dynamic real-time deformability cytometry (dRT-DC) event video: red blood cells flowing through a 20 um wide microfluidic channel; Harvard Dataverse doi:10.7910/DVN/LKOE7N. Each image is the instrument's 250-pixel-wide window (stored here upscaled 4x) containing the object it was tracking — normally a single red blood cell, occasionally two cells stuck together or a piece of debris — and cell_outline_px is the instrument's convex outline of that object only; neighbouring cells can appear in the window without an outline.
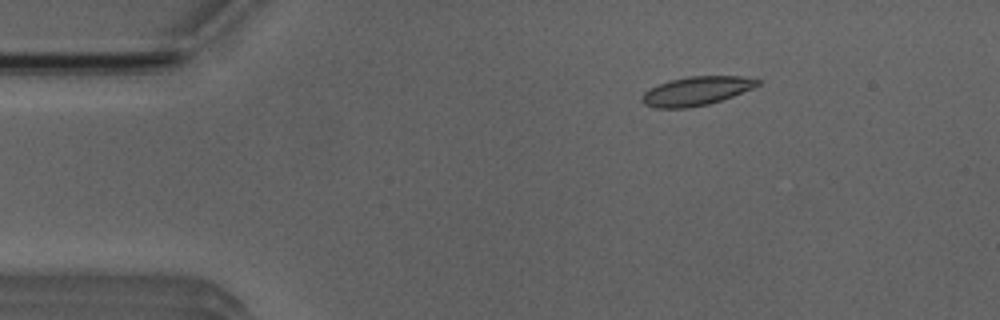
{"species": "Egyptian fruit bat (a non-hibernating species)", "species_latin": "Rousettus aegyptiacus", "temperature_condition": "room temperature", "stored_images_in_passage": 6, "camera_frame_rate_fps": 3000, "um_per_image_px": 0.085, "animal": {"sex": "male"}, "frame": {"image": 1, "passage_image": 3, "time_ms": 2.0, "image_size_px": [1000, 320], "cell_outline_px": [[760, 84], [752, 88], [732, 96], [708, 104], [688, 108], [656, 108], [644, 104], [640, 100], [640, 96], [644, 92], [668, 80], [688, 76], [740, 76], [760, 80]], "centroid_in_image_um": [59.15, 7.73], "position_along_channel_um": 25.9, "area_um2": 19.31}}
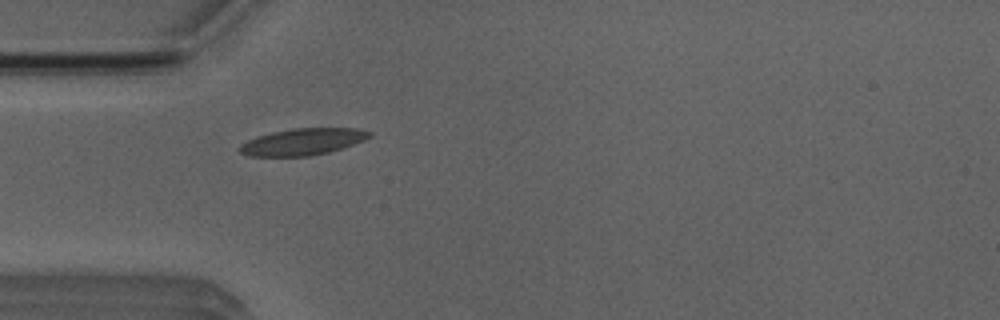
{"frame": {"image": 2, "passage_image": 5, "time_ms": 4.333, "image_size_px": [1000, 320], "cell_outline_px": [[372, 136], [364, 140], [328, 152], [308, 156], [248, 156], [240, 152], [240, 144], [256, 136], [272, 132], [292, 128], [360, 128], [372, 132]], "centroid_in_image_um": [25.73, 12.04], "position_along_channel_um": 59.3, "area_um2": 20.11}}